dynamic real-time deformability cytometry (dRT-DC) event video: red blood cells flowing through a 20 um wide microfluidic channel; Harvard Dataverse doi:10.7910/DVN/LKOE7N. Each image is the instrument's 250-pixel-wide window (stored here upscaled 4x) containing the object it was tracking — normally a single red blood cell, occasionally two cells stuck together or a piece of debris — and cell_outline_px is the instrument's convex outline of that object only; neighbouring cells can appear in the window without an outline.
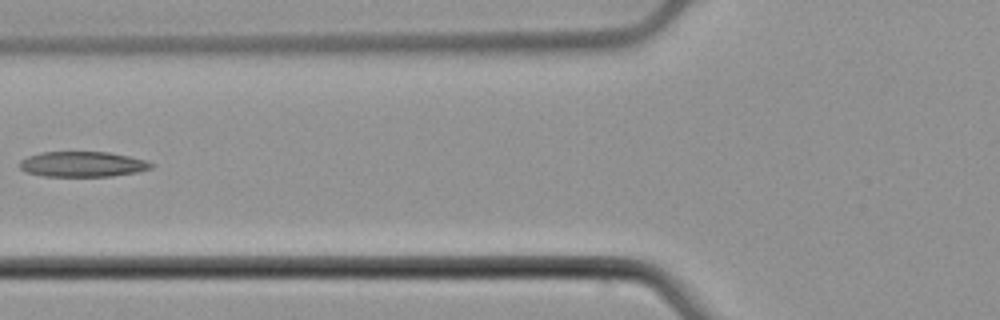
{"species": "common noctule bat (a hibernating species)", "species_latin": "Nyctalus noctula", "temperature_condition": "cold", "stored_images_in_passage": 5, "camera_frame_rate_fps": 3000, "um_per_image_px": 0.085, "animal": {"sex": "male", "body_mass_g": 21.5, "forearm_length_mm": 52.0}, "frame": {"image": 1, "passage_image": 5, "time_ms": 1.333, "image_size_px": [1000, 320], "cell_outline_px": [[152, 168], [136, 172], [112, 176], [44, 176], [24, 172], [20, 168], [20, 160], [28, 156], [40, 152], [108, 152], [128, 156], [144, 160], [152, 164]], "centroid_in_image_um": [6.96, 13.96], "position_along_channel_um": 118.8, "area_um2": 19.31}}